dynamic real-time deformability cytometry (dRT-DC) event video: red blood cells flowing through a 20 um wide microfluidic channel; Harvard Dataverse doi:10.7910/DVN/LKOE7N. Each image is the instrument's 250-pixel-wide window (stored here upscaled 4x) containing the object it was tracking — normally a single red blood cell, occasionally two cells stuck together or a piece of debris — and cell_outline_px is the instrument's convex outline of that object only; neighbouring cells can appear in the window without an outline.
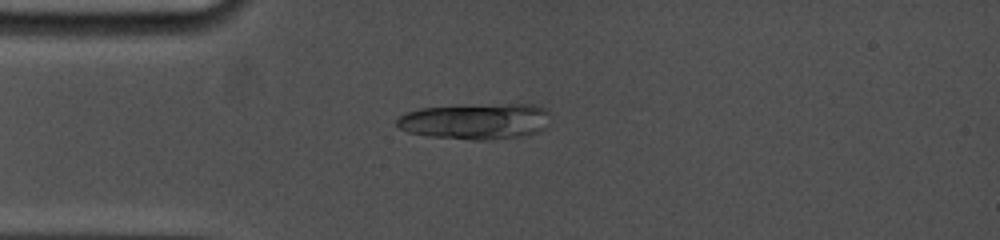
{"species": "common noctule bat (a hibernating species)", "species_latin": "Nyctalus noctula", "temperature_condition": "cold", "stored_images_in_passage": 10, "camera_frame_rate_fps": 5000, "um_per_image_px": 0.085, "animal": {"sex": "female", "body_mass_g": 19.0, "forearm_length_mm": 53.3}, "frame": {"image": 1, "passage_image": 9, "time_ms": 4.0, "image_size_px": [1000, 240], "cell_outline_px": [[548, 112], [544, 128], [536, 132], [516, 136], [492, 140], [472, 140], [428, 136], [408, 132], [400, 128], [396, 124], [396, 120], [400, 116], [408, 112], [420, 108], [456, 104], [532, 104], [544, 108]], "centroid_in_image_um": [40.35, 10.29], "position_along_channel_um": 44.6, "area_um2": 32.31}}